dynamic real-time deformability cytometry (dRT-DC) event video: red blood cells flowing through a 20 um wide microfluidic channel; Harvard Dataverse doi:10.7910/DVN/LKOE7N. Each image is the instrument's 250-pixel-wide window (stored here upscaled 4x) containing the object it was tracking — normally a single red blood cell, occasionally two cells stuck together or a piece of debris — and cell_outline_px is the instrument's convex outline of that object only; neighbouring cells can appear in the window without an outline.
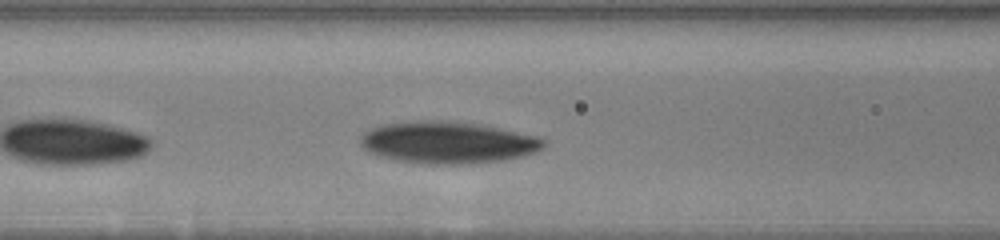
{"species": "human", "species_latin": "Homo sapiens", "temperature_condition": "warm", "stored_images_in_passage": 23, "camera_frame_rate_fps": 3000, "um_per_image_px": 0.085, "donor": {"sex": "male"}, "frame": {"image": 1, "passage_image": 6, "time_ms": 3.333, "image_size_px": [1000, 240], "cell_outline_px": [[544, 148], [536, 152], [524, 156], [500, 160], [464, 164], [428, 164], [392, 160], [368, 152], [360, 144], [360, 136], [368, 128], [380, 124], [412, 120], [456, 120], [484, 124], [536, 136], [544, 140]], "centroid_in_image_um": [38.01, 12.09], "position_along_channel_um": 128.6, "area_um2": 45.55}}
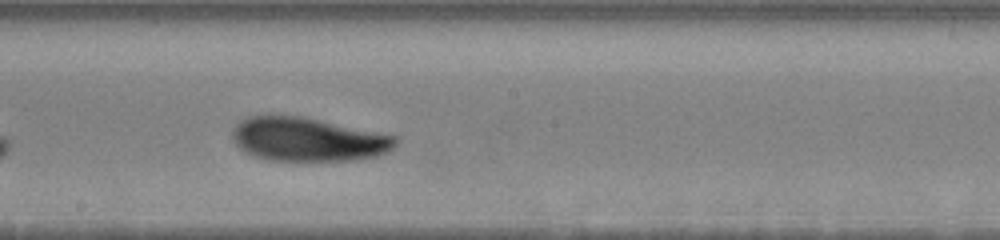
{"frame": {"image": 2, "passage_image": 12, "time_ms": 6.0, "image_size_px": [1000, 240], "cell_outline_px": [[400, 140], [388, 152], [376, 156], [356, 160], [272, 160], [256, 156], [244, 152], [236, 144], [232, 136], [232, 128], [240, 120], [248, 116], [268, 112], [272, 112], [304, 116], [396, 136]], "centroid_in_image_um": [26.12, 11.8], "position_along_channel_um": 222.1, "area_um2": 42.37}}
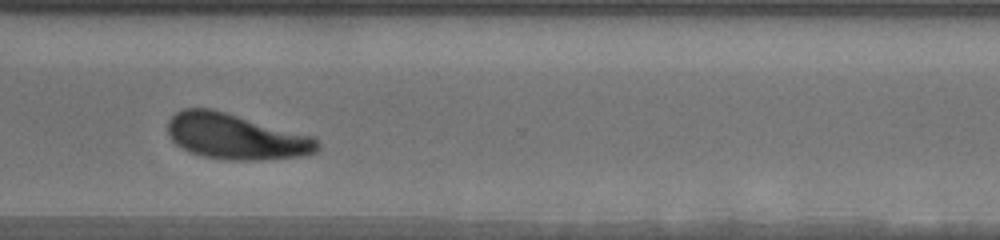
{"frame": {"image": 3, "passage_image": 19, "time_ms": 9.667, "image_size_px": [1000, 240], "cell_outline_px": [[320, 148], [316, 152], [296, 156], [256, 160], [228, 160], [204, 156], [188, 152], [176, 144], [168, 136], [168, 120], [176, 112], [184, 108], [212, 108], [316, 136], [320, 144]], "centroid_in_image_um": [20.05, 11.59], "position_along_channel_um": 350.5, "area_um2": 40.11}, "authors_computed_cell_mechanics": {"area_um2": 42.3674, "velocity_mm_per_s": 3.5063, "shape_relaxation_time_tau1_ms": 3.158, "shape_relaxation_time_tau2_ms": 2.8751, "deformation_change_tau1": 0.1246, "deformation_change_tau2": 0.0792}}